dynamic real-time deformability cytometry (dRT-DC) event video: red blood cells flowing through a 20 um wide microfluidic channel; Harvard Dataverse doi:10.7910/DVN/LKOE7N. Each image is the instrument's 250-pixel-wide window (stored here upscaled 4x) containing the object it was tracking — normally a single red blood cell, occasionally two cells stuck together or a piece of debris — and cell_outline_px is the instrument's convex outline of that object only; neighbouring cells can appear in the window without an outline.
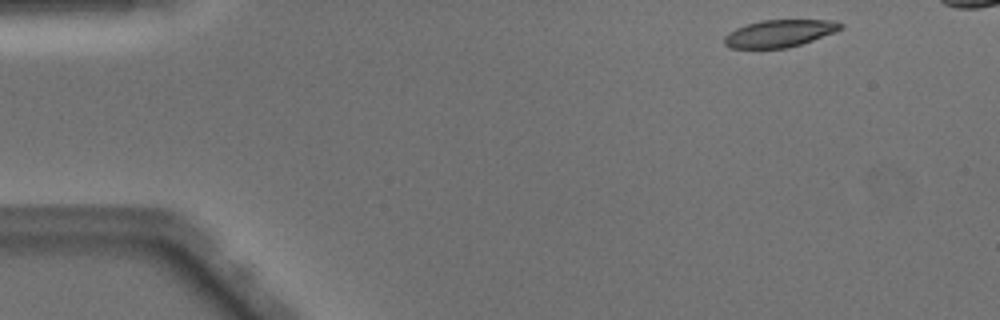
{"species": "Egyptian fruit bat (a non-hibernating species)", "species_latin": "Rousettus aegyptiacus", "temperature_condition": "warm", "stored_images_in_passage": 41, "camera_frame_rate_fps": 3000, "um_per_image_px": 0.085, "animal": {"sex": "male"}, "frame": {"image": 1, "passage_image": 1, "time_ms": 0.0, "image_size_px": [1000, 320], "cell_outline_px": [[844, 28], [836, 32], [788, 48], [732, 48], [724, 44], [724, 36], [728, 32], [736, 28], [760, 20], [836, 20], [844, 24]], "centroid_in_image_um": [66.29, 2.83], "position_along_channel_um": 18.7, "area_um2": 18.55}}
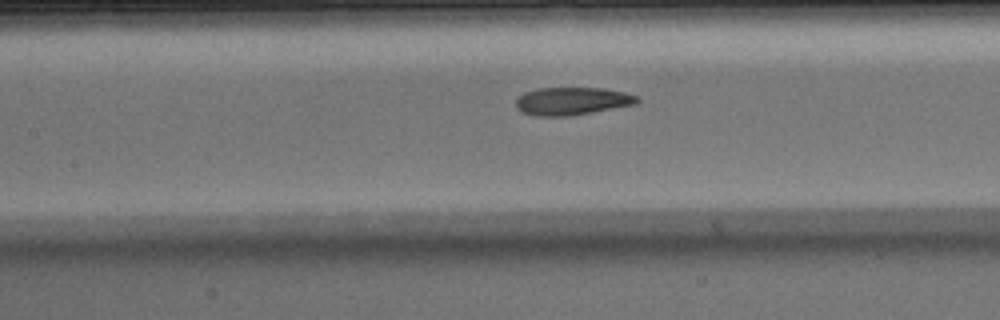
{"frame": {"image": 2, "passage_image": 18, "time_ms": 5.667, "image_size_px": [1000, 320], "cell_outline_px": [[640, 100], [636, 104], [592, 112], [568, 116], [536, 116], [520, 112], [516, 108], [516, 100], [524, 92], [536, 88], [604, 88], [624, 92], [636, 96]], "centroid_in_image_um": [48.59, 8.59], "position_along_channel_um": 158.8, "area_um2": 19.65}}
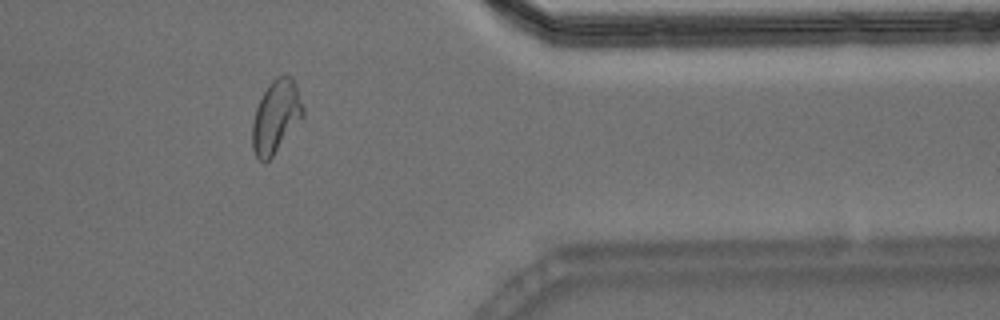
{"frame": {"image": 3, "passage_image": 36, "time_ms": 11.667, "image_size_px": [1000, 320], "cell_outline_px": [[304, 116], [272, 156], [264, 164], [256, 156], [252, 148], [252, 124], [256, 108], [268, 84], [276, 76], [292, 76], [296, 84], [304, 108]], "centroid_in_image_um": [23.46, 9.9], "position_along_channel_um": 387.9, "area_um2": 21.39}}